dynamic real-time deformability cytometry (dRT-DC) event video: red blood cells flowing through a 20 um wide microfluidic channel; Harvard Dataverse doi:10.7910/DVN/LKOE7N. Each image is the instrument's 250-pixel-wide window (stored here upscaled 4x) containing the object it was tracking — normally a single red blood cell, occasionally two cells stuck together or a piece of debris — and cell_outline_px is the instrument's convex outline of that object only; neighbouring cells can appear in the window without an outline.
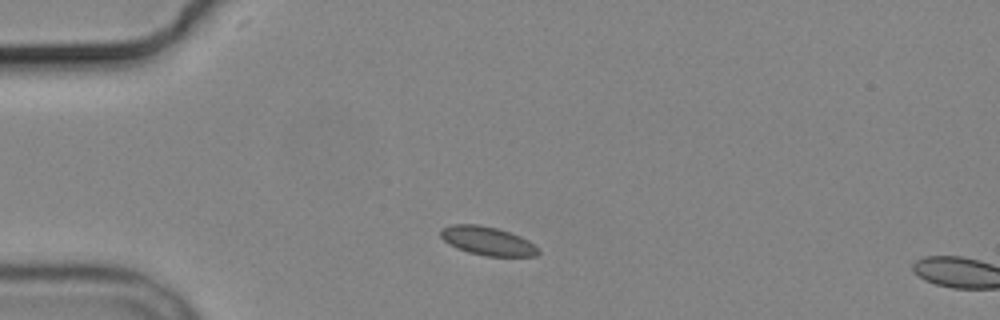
{"species": "common noctule bat (a hibernating species)", "species_latin": "Nyctalus noctula", "temperature_condition": "cold", "stored_images_in_passage": 2, "segment_of_instrument_passage": [1, 2], "camera_frame_rate_fps": 3000, "um_per_image_px": 0.085, "animal": {"sex": "male", "body_mass_g": 19.2, "forearm_length_mm": 51.8}, "frame": {"image": 1, "passage_image": 1, "time_ms": 0.0, "image_size_px": [1000, 320], "cell_outline_px": [[540, 252], [536, 256], [484, 256], [468, 252], [456, 248], [448, 244], [440, 236], [440, 228], [452, 224], [480, 224], [496, 228], [520, 236], [528, 240], [540, 248]], "centroid_in_image_um": [41.42, 20.48], "position_along_channel_um": 43.6, "area_um2": 16.47}}